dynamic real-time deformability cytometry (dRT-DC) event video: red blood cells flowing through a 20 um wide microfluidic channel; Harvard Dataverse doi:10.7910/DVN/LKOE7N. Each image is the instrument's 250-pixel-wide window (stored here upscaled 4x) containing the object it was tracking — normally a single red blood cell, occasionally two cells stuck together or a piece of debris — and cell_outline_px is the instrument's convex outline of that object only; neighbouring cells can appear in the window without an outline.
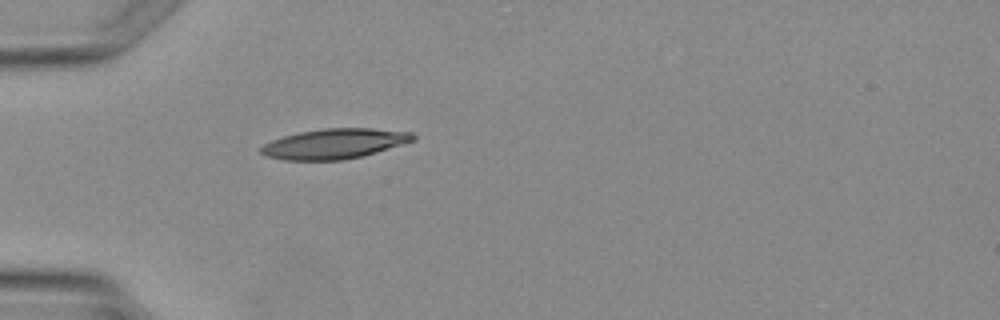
{"species": "Egyptian fruit bat (a non-hibernating species)", "species_latin": "Rousettus aegyptiacus", "temperature_condition": "warm", "stored_images_in_passage": 1, "camera_frame_rate_fps": 3000, "um_per_image_px": 0.085, "animal": {"sex": "female"}, "frame": {"image": 1, "passage_image": 1, "time_ms": 0.0, "image_size_px": [1000, 320], "cell_outline_px": [[416, 140], [376, 152], [344, 160], [284, 160], [264, 156], [260, 152], [260, 148], [264, 144], [272, 140], [284, 136], [300, 132], [324, 128], [372, 128], [412, 132], [416, 136]], "centroid_in_image_um": [28.43, 12.21], "position_along_channel_um": 56.6, "area_um2": 26.65}}